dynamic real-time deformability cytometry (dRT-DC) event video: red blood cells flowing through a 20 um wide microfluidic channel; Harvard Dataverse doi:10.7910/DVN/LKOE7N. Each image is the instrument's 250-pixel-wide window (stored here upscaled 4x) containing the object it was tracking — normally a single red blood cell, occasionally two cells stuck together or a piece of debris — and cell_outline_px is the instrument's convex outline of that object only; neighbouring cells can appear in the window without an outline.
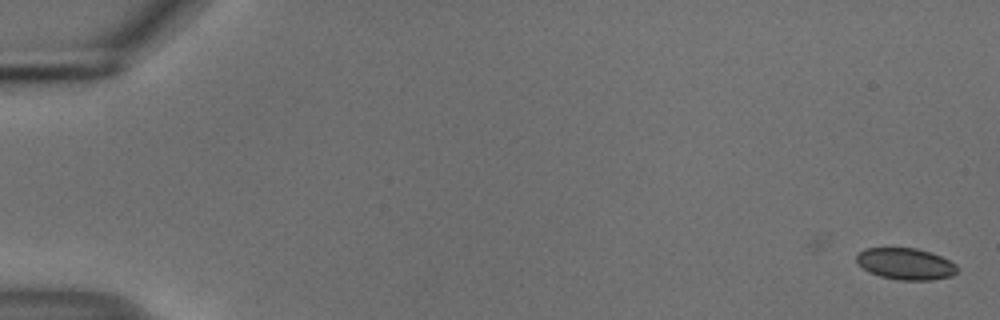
{"species": "common noctule bat (a hibernating species)", "species_latin": "Nyctalus noctula", "temperature_condition": "cold", "stored_images_in_passage": 55, "camera_frame_rate_fps": 3000, "um_per_image_px": 0.085, "animal": {"sex": "male", "body_mass_g": 18.8}, "frame": {"image": 1, "passage_image": 1, "time_ms": 0.0, "image_size_px": [1000, 320], "cell_outline_px": [[956, 272], [952, 276], [928, 280], [900, 280], [880, 276], [868, 272], [856, 260], [856, 256], [864, 248], [916, 248], [932, 252], [956, 264]], "centroid_in_image_um": [76.97, 22.42], "position_along_channel_um": 8.0, "area_um2": 18.38}}
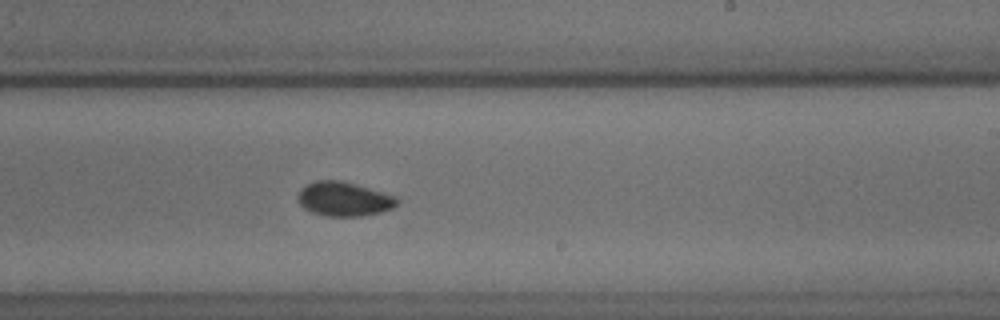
{"frame": {"image": 2, "passage_image": 34, "time_ms": 11.0, "image_size_px": [1000, 320], "cell_outline_px": [[400, 204], [392, 208], [380, 212], [364, 216], [328, 216], [312, 212], [304, 208], [300, 204], [300, 188], [304, 184], [316, 180], [340, 180], [356, 184], [396, 196], [400, 200]], "centroid_in_image_um": [29.27, 16.91], "position_along_channel_um": 259.7, "area_um2": 19.83}}
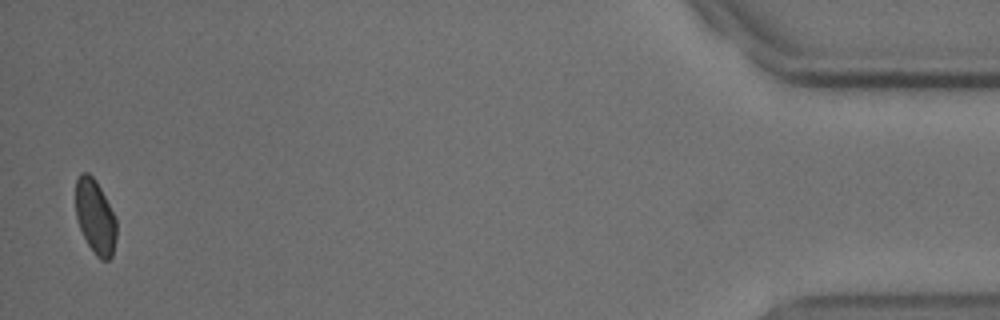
{"frame": {"image": 3, "passage_image": 54, "time_ms": 17.667, "image_size_px": [1000, 320], "cell_outline_px": [[116, 240], [112, 256], [108, 260], [100, 260], [96, 256], [88, 244], [80, 228], [76, 216], [76, 180], [80, 172], [88, 172], [96, 180], [116, 216]], "centroid_in_image_um": [8.11, 18.42], "position_along_channel_um": 427.1, "area_um2": 17.8}, "authors_computed_cell_mechanics": {"area_um2": 19.1318, "velocity_mm_per_s": 3.7287, "shape_relaxation_time_tau1_ms": 2.1381, "shape_relaxation_time_tau2_ms": 3.6004, "deformation_change_tau1": 0.0621, "deformation_change_tau2": 0.0475}}